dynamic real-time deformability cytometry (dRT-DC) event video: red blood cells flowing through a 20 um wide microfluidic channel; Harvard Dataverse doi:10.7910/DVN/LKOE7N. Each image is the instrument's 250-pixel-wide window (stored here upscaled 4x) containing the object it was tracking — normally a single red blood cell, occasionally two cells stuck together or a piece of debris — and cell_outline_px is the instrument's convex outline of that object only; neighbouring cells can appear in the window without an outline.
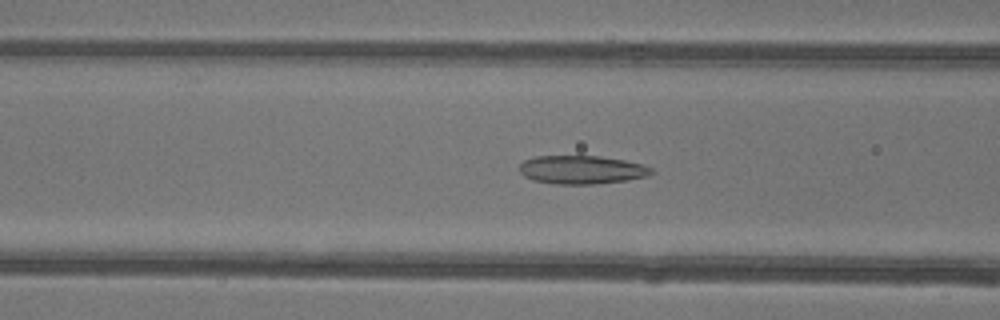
{"species": "common noctule bat (a hibernating species)", "species_latin": "Nyctalus noctula", "temperature_condition": "warm", "stored_images_in_passage": 49, "camera_frame_rate_fps": 3000, "um_per_image_px": 0.085, "animal": {"sex": "female"}, "frame": {"image": 1, "passage_image": 20, "time_ms": 6.333, "image_size_px": [1000, 320], "cell_outline_px": [[656, 172], [648, 176], [628, 180], [592, 184], [552, 184], [532, 180], [524, 176], [520, 172], [520, 164], [524, 160], [536, 156], [600, 156], [624, 160], [640, 164], [652, 168]], "centroid_in_image_um": [49.45, 14.43], "position_along_channel_um": 117.2, "area_um2": 21.96}}
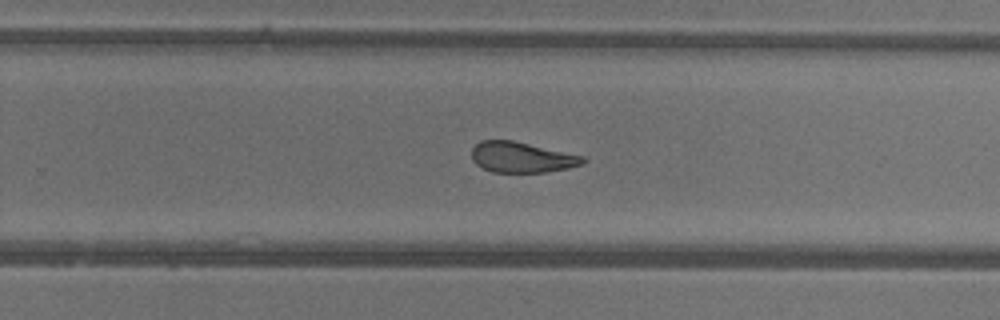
{"frame": {"image": 2, "passage_image": 32, "time_ms": 10.333, "image_size_px": [1000, 320], "cell_outline_px": [[588, 160], [584, 164], [568, 168], [544, 172], [492, 172], [476, 164], [472, 160], [472, 148], [480, 140], [512, 140], [584, 156]], "centroid_in_image_um": [44.36, 13.37], "position_along_channel_um": 285.4, "area_um2": 19.83}}
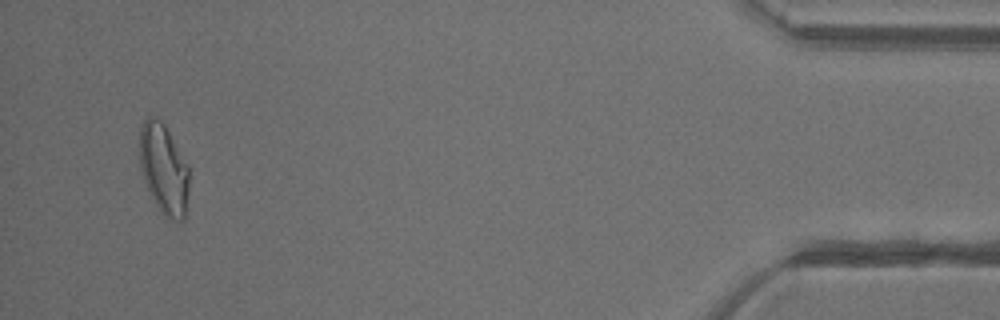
{"frame": {"image": 3, "passage_image": 47, "time_ms": 15.333, "image_size_px": [1000, 320], "cell_outline_px": [[188, 192], [184, 220], [172, 220], [160, 212], [148, 192], [140, 172], [140, 128], [144, 116], [156, 116], [164, 124], [188, 168]], "centroid_in_image_um": [13.87, 14.37], "position_along_channel_um": 421.3, "area_um2": 25.95}, "authors_computed_cell_mechanics": {"area_um2": 23.2934, "velocity_mm_per_s": 4.204, "shape_relaxation_time_tau1_ms": 9.3683, "shape_relaxation_time_tau2_ms": 2.0171, "deformation_change_tau1": 0.2391, "deformation_change_tau2": 0.0932}}